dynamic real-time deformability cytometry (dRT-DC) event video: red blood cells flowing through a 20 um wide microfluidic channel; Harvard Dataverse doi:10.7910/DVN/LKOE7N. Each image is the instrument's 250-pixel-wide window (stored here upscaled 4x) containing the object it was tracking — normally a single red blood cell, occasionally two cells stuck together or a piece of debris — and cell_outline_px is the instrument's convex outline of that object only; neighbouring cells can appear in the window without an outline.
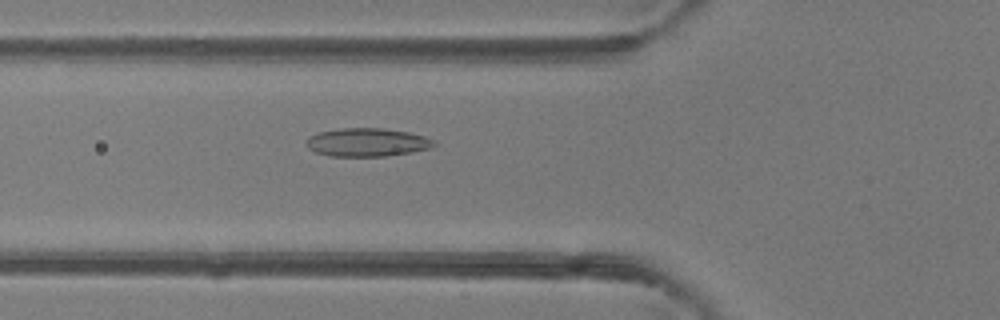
{"species": "common noctule bat (a hibernating species)", "species_latin": "Nyctalus noctula", "temperature_condition": "room temperature", "stored_images_in_passage": 46, "camera_frame_rate_fps": 3000, "um_per_image_px": 0.085, "animal": {"sex": "female"}, "frame": {"image": 1, "passage_image": 18, "time_ms": 5.667, "image_size_px": [1000, 320], "cell_outline_px": [[436, 144], [432, 148], [412, 152], [388, 156], [328, 156], [316, 152], [308, 148], [304, 144], [308, 136], [320, 132], [340, 128], [384, 128], [408, 132], [424, 136], [436, 140]], "centroid_in_image_um": [31.21, 12.1], "position_along_channel_um": 94.6, "area_um2": 21.33}}
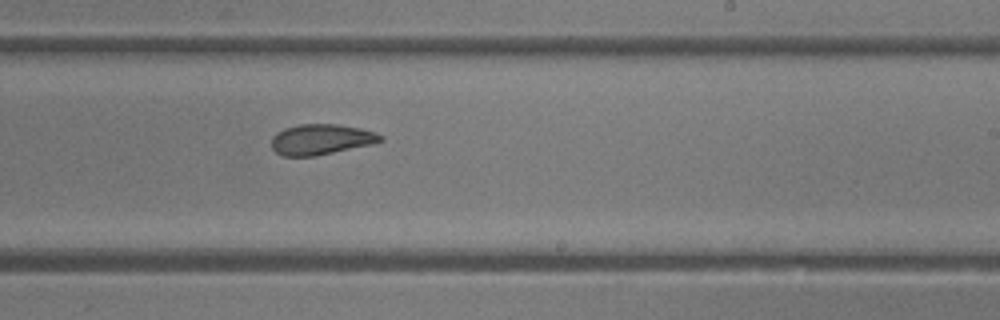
{"frame": {"image": 2, "passage_image": 30, "time_ms": 9.667, "image_size_px": [1000, 320], "cell_outline_px": [[384, 140], [372, 144], [316, 156], [284, 156], [276, 152], [272, 148], [272, 136], [276, 132], [284, 128], [300, 124], [336, 124], [360, 128], [376, 132], [384, 136]], "centroid_in_image_um": [27.3, 11.85], "position_along_channel_um": 261.7, "area_um2": 19.48}}
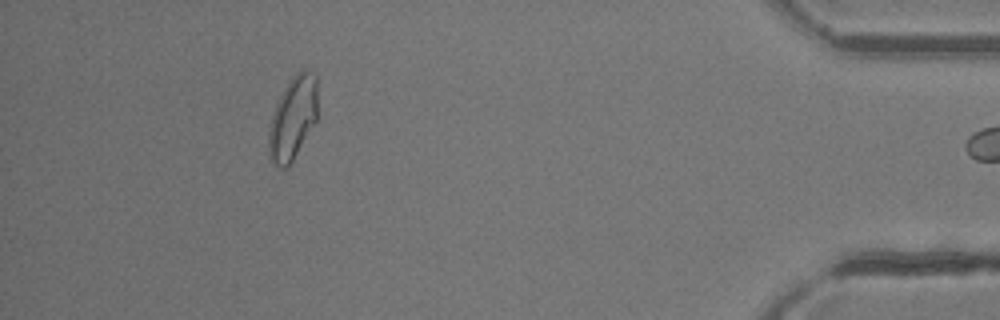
{"frame": {"image": 3, "passage_image": 45, "time_ms": 14.667, "image_size_px": [1000, 320], "cell_outline_px": [[316, 120], [288, 168], [280, 168], [272, 160], [268, 152], [268, 132], [272, 112], [288, 80], [300, 68], [304, 68], [316, 76]], "centroid_in_image_um": [24.86, 10.02], "position_along_channel_um": 410.3, "area_um2": 23.58}}